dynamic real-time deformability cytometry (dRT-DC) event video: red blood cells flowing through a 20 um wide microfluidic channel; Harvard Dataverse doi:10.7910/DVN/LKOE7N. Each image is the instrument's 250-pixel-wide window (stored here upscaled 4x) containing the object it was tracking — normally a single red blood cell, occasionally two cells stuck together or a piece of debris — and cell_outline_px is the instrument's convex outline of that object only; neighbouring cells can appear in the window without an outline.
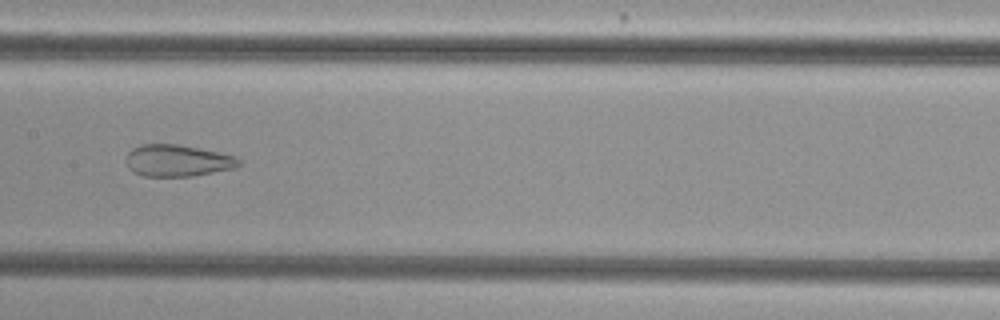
{"species": "common noctule bat (a hibernating species)", "species_latin": "Nyctalus noctula", "temperature_condition": "cold", "stored_images_in_passage": 41, "camera_frame_rate_fps": 3000, "um_per_image_px": 0.085, "animal": {"sex": "female", "body_mass_g": 29.2, "forearm_length_mm": 56.3}, "frame": {"image": 1, "passage_image": 15, "time_ms": 4.667, "image_size_px": [1000, 320], "cell_outline_px": [[240, 164], [236, 168], [192, 176], [144, 176], [132, 172], [128, 168], [124, 160], [128, 152], [132, 148], [140, 144], [176, 144], [236, 156], [240, 160]], "centroid_in_image_um": [15.04, 13.66], "position_along_channel_um": 192.4, "area_um2": 20.92}}
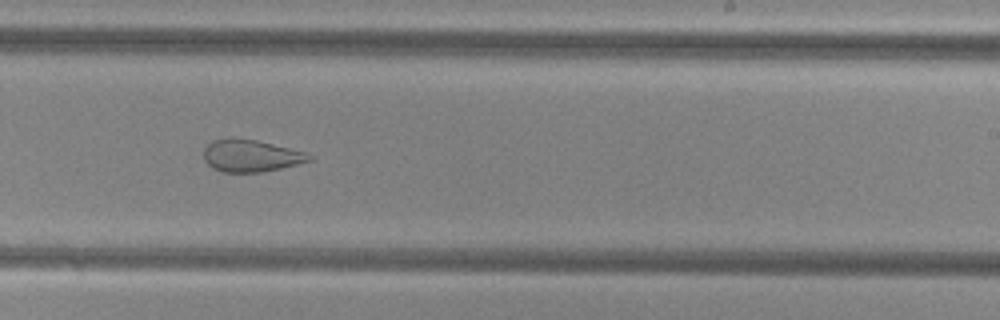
{"frame": {"image": 2, "passage_image": 21, "time_ms": 6.667, "image_size_px": [1000, 320], "cell_outline_px": [[312, 160], [280, 168], [260, 172], [224, 172], [212, 168], [204, 160], [204, 148], [212, 140], [232, 136], [256, 140], [308, 152], [312, 156]], "centroid_in_image_um": [21.3, 13.21], "position_along_channel_um": 267.7, "area_um2": 19.94}}
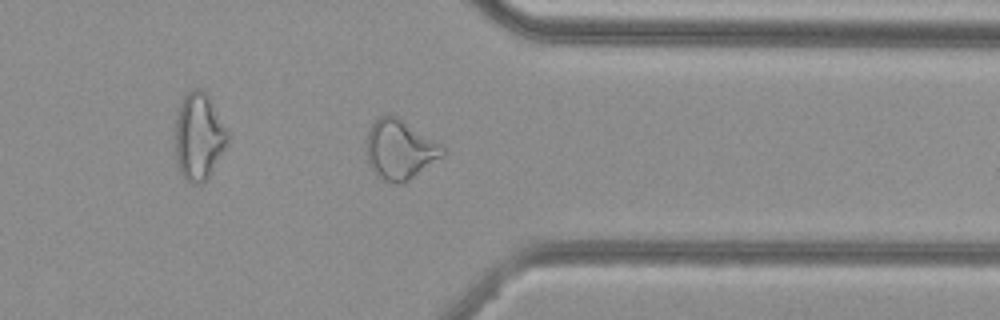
{"frame": {"image": 3, "passage_image": 30, "time_ms": 9.667, "image_size_px": [1000, 320], "cell_outline_px": [[444, 156], [404, 184], [400, 184], [384, 180], [376, 176], [368, 164], [364, 148], [368, 128], [380, 116], [396, 116], [440, 144], [444, 148]], "centroid_in_image_um": [33.94, 12.75], "position_along_channel_um": 377.5, "area_um2": 26.59}, "authors_computed_cell_mechanics": {"area_um2": 25.721, "velocity_mm_per_s": 3.7784, "shape_relaxation_time_tau1_ms": null, "shape_relaxation_time_tau2_ms": 1.9798, "deformation_change_tau1": null, "deformation_change_tau2": 0.0939}}